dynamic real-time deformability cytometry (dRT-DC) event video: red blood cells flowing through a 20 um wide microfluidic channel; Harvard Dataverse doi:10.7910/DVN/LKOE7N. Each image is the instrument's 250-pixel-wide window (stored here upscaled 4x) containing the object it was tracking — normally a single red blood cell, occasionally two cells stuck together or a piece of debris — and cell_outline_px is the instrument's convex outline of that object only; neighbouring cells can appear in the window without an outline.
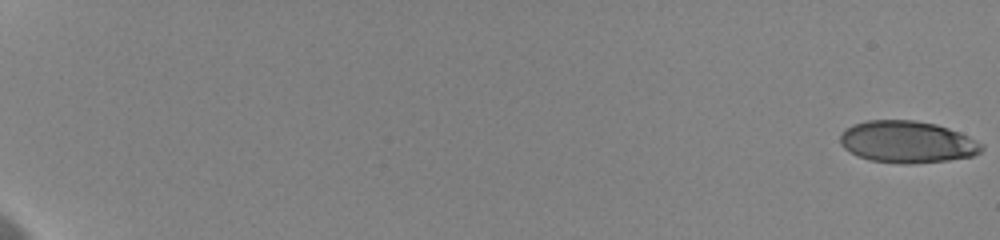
{"species": "human", "species_latin": "Homo sapiens", "temperature_condition": "cold", "stored_images_in_passage": 34, "camera_frame_rate_fps": 3000, "um_per_image_px": 0.085, "donor": {"sex": "female"}, "frame": {"image": 1, "passage_image": 1, "time_ms": 0.0, "image_size_px": [1000, 240], "cell_outline_px": [[984, 148], [980, 152], [972, 156], [948, 160], [908, 164], [904, 164], [868, 160], [856, 156], [844, 148], [840, 144], [840, 136], [852, 124], [868, 120], [916, 120], [936, 124], [960, 132], [984, 144]], "centroid_in_image_um": [77.12, 12.06], "position_along_channel_um": 7.9, "area_um2": 34.68}}
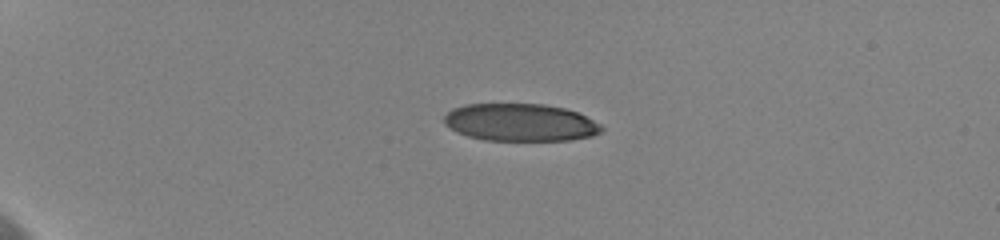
{"frame": {"image": 2, "passage_image": 22, "time_ms": 5.333, "image_size_px": [1000, 240], "cell_outline_px": [[604, 128], [600, 132], [592, 136], [568, 140], [484, 140], [468, 136], [456, 132], [444, 124], [444, 116], [452, 108], [464, 104], [544, 104], [564, 108], [576, 112], [600, 124]], "centroid_in_image_um": [44.19, 10.4], "position_along_channel_um": 40.8, "area_um2": 34.33}}